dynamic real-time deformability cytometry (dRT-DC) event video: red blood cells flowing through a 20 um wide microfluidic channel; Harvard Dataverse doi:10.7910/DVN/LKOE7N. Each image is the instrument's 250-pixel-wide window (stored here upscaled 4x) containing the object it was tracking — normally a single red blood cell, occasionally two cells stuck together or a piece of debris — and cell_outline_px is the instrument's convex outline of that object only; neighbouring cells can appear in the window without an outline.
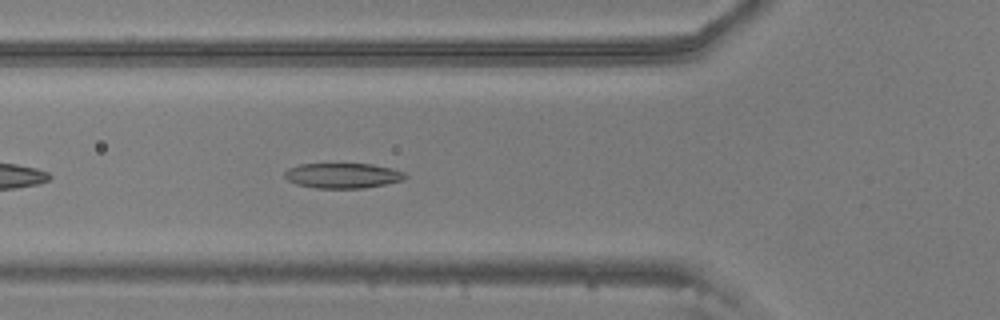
{"species": "common noctule bat (a hibernating species)", "species_latin": "Nyctalus noctula", "temperature_condition": "warm", "stored_images_in_passage": 38, "camera_frame_rate_fps": 3000, "um_per_image_px": 0.085, "animal": {"sex": "male", "body_mass_g": 20.5, "forearm_length_mm": 52.5}, "frame": {"image": 1, "passage_image": 8, "time_ms": 2.333, "image_size_px": [1000, 320], "cell_outline_px": [[408, 176], [404, 180], [364, 188], [316, 188], [296, 184], [288, 180], [284, 176], [284, 172], [288, 168], [300, 164], [372, 164], [392, 168], [404, 172]], "centroid_in_image_um": [29.14, 14.92], "position_along_channel_um": 96.7, "area_um2": 17.69}}
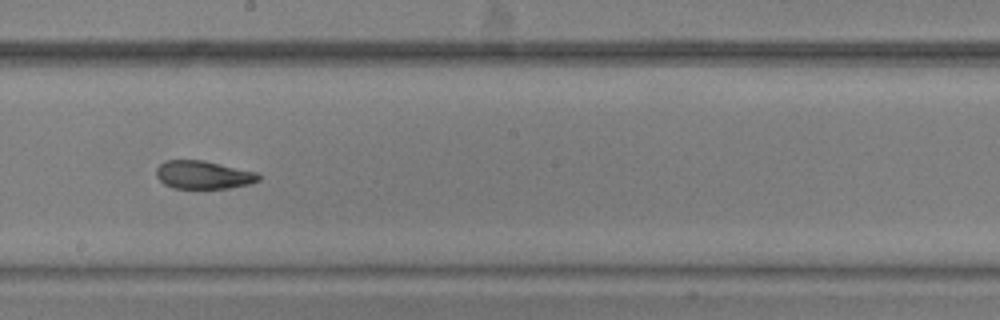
{"frame": {"image": 2, "passage_image": 19, "time_ms": 6.0, "image_size_px": [1000, 320], "cell_outline_px": [[260, 180], [248, 184], [228, 188], [172, 188], [164, 184], [156, 176], [156, 168], [164, 160], [204, 160], [256, 172], [260, 176]], "centroid_in_image_um": [17.25, 14.85], "position_along_channel_um": 230.9, "area_um2": 16.76}}
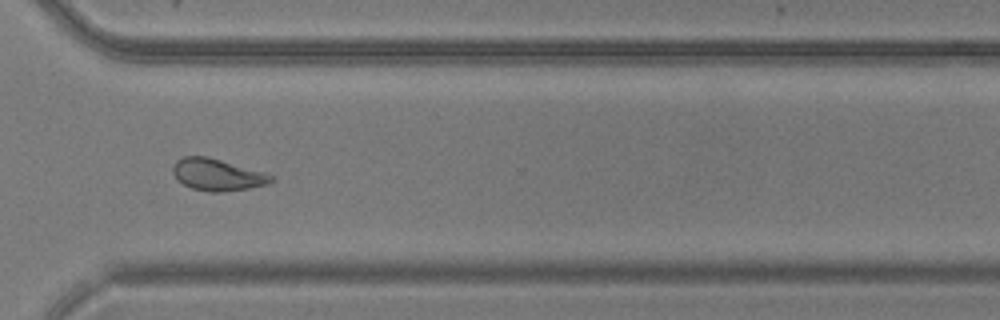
{"frame": {"image": 3, "passage_image": 29, "time_ms": 9.333, "image_size_px": [1000, 320], "cell_outline_px": [[276, 180], [268, 184], [248, 188], [220, 192], [208, 192], [192, 188], [176, 180], [172, 172], [172, 168], [176, 160], [184, 156], [208, 156], [264, 172], [272, 176]], "centroid_in_image_um": [18.45, 14.84], "position_along_channel_um": 352.1, "area_um2": 18.32}, "authors_computed_cell_mechanics": {"area_um2": 18.0336, "velocity_mm_per_s": 3.6486, "shape_relaxation_time_tau1_ms": 5.0904, "shape_relaxation_time_tau2_ms": 2.4909, "deformation_change_tau1": 0.1511, "deformation_change_tau2": 0.0942}}